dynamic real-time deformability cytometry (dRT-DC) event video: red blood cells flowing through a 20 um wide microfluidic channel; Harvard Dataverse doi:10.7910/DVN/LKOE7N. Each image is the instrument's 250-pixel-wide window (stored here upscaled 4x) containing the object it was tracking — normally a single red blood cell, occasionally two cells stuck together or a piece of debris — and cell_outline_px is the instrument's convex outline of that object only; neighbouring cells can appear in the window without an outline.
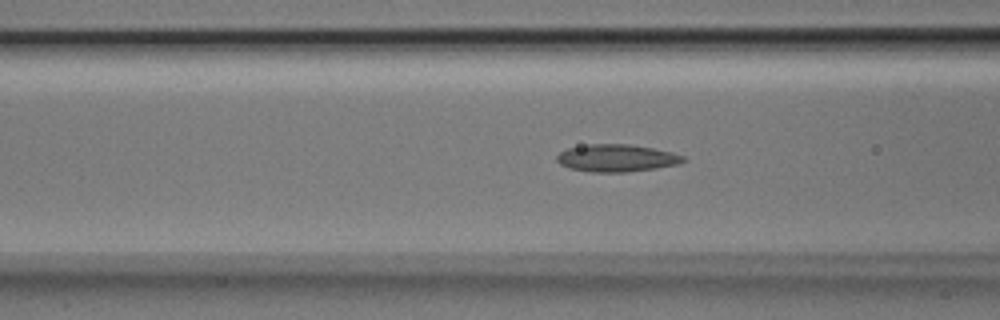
{"species": "Egyptian fruit bat (a non-hibernating species)", "species_latin": "Rousettus aegyptiacus", "temperature_condition": "room temperature", "stored_images_in_passage": 51, "camera_frame_rate_fps": 3000, "um_per_image_px": 0.085, "animal": {"sex": "male"}, "frame": {"image": 1, "passage_image": 20, "time_ms": 6.333, "image_size_px": [1000, 320], "cell_outline_px": [[688, 160], [680, 164], [656, 168], [624, 172], [592, 172], [568, 168], [560, 164], [556, 160], [556, 156], [560, 152], [568, 148], [588, 144], [628, 144], [652, 148], [672, 152], [684, 156]], "centroid_in_image_um": [52.42, 13.44], "position_along_channel_um": 114.2, "area_um2": 20.23}}
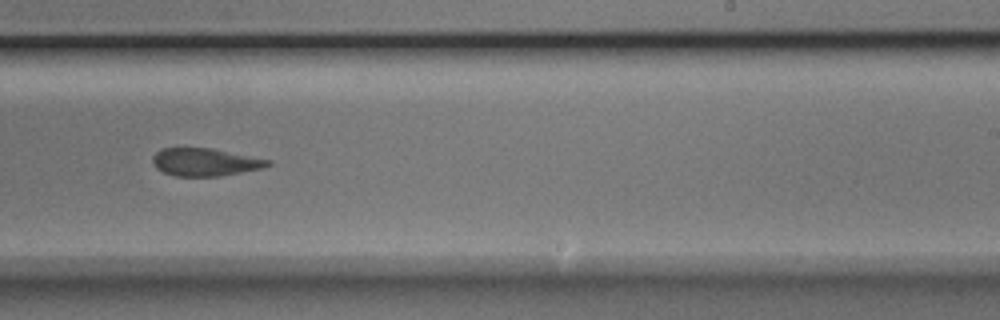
{"frame": {"image": 2, "passage_image": 32, "time_ms": 10.333, "image_size_px": [1000, 320], "cell_outline_px": [[272, 164], [264, 168], [220, 176], [176, 176], [164, 172], [156, 168], [152, 160], [152, 156], [160, 148], [212, 148], [272, 160]], "centroid_in_image_um": [17.45, 13.77], "position_along_channel_um": 271.5, "area_um2": 18.73}}
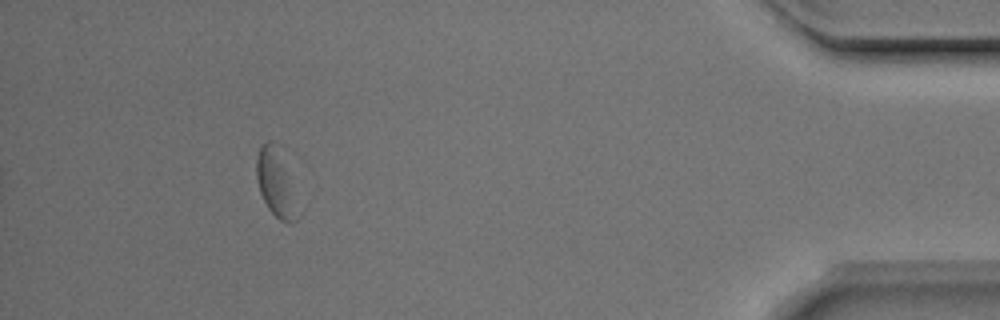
{"frame": {"image": 3, "passage_image": 47, "time_ms": 15.333, "image_size_px": [1000, 320], "cell_outline_px": [[304, 208], [300, 216], [292, 224], [280, 220], [268, 208], [260, 192], [256, 176], [256, 156], [260, 144], [268, 140], [272, 140]], "centroid_in_image_um": [23.52, 15.68], "position_along_channel_um": 411.7, "area_um2": 16.7}, "authors_computed_cell_mechanics": {"area_um2": 20.23, "velocity_mm_per_s": 3.9497, "shape_relaxation_time_tau1_ms": 4.7344, "shape_relaxation_time_tau2_ms": 4.0341, "deformation_change_tau1": 0.0784, "deformation_change_tau2": 0.1307}}